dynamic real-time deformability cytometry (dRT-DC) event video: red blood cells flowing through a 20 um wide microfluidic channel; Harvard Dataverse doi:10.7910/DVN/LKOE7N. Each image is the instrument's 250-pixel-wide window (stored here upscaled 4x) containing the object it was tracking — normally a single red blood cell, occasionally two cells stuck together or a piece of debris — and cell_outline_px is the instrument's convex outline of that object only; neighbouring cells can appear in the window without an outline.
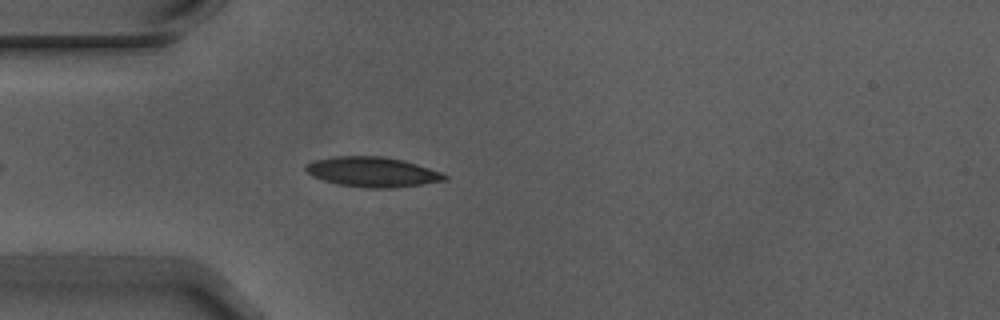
{"species": "Egyptian fruit bat (a non-hibernating species)", "species_latin": "Rousettus aegyptiacus", "temperature_condition": "warm", "stored_images_in_passage": 4, "camera_frame_rate_fps": 3000, "um_per_image_px": 0.085, "animal": {"sex": "male"}, "frame": {"image": 1, "passage_image": 4, "time_ms": 1.0, "image_size_px": [1000, 320], "cell_outline_px": [[448, 180], [424, 184], [392, 188], [368, 188], [340, 184], [324, 180], [312, 176], [304, 172], [304, 168], [308, 164], [316, 160], [336, 156], [384, 156], [404, 160], [440, 172], [448, 176]], "centroid_in_image_um": [31.67, 14.62], "position_along_channel_um": 53.3, "area_um2": 24.16}}